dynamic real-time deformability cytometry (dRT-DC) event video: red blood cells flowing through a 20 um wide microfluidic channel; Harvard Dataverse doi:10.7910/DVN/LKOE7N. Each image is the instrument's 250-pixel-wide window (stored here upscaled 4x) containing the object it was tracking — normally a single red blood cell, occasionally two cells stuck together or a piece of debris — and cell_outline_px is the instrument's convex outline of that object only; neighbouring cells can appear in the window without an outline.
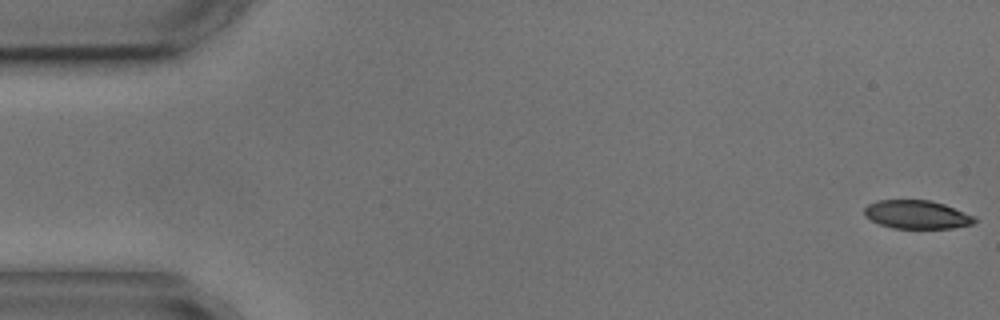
{"species": "common noctule bat (a hibernating species)", "species_latin": "Nyctalus noctula", "temperature_condition": "cold", "stored_images_in_passage": 4, "camera_frame_rate_fps": 3000, "um_per_image_px": 0.085, "animal": {"sex": "male", "body_mass_g": 17.9, "forearm_length_mm": 54.2}, "frame": {"image": 1, "passage_image": 1, "time_ms": 0.0, "image_size_px": [1000, 320], "cell_outline_px": [[976, 220], [972, 224], [952, 228], [892, 228], [880, 224], [864, 216], [864, 208], [868, 204], [876, 200], [928, 200], [944, 204], [976, 216]], "centroid_in_image_um": [77.92, 18.23], "position_along_channel_um": 7.1, "area_um2": 18.26}}
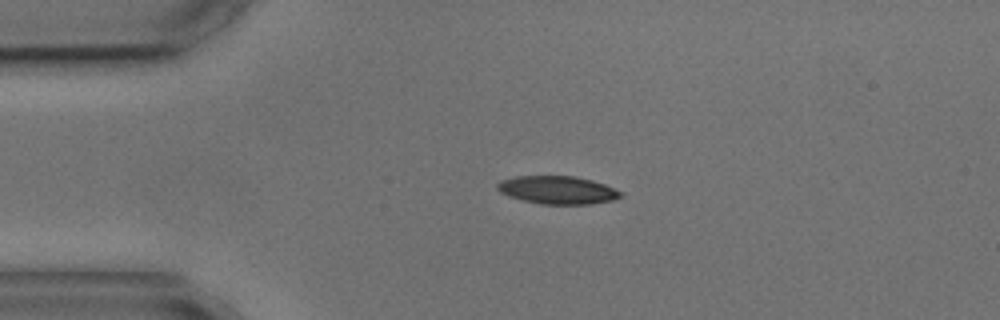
{"frame": {"image": 2, "passage_image": 4, "time_ms": 3.667, "image_size_px": [1000, 320], "cell_outline_px": [[624, 196], [612, 200], [592, 204], [540, 204], [508, 196], [500, 192], [496, 188], [496, 184], [500, 180], [516, 176], [572, 176], [592, 180], [604, 184], [624, 192]], "centroid_in_image_um": [47.4, 16.15], "position_along_channel_um": 37.6, "area_um2": 20.23}}